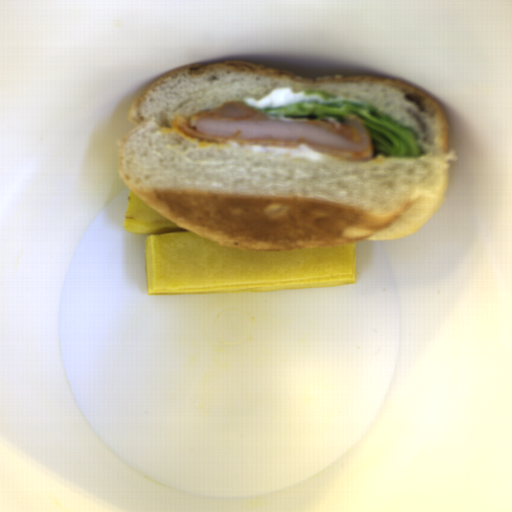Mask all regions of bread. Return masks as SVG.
<instances>
[{"instance_id": "8d2b1439", "label": "bread", "mask_w": 512, "mask_h": 512, "mask_svg": "<svg viewBox=\"0 0 512 512\" xmlns=\"http://www.w3.org/2000/svg\"><path fill=\"white\" fill-rule=\"evenodd\" d=\"M323 89L412 126L424 155L357 160L307 145L198 142L170 127L174 116L272 90ZM135 128L118 142L127 188L174 224L224 247L250 251L384 242L415 235L448 193L447 117L421 88L389 75H298L229 60L161 76L131 104Z\"/></svg>"}]
</instances>
